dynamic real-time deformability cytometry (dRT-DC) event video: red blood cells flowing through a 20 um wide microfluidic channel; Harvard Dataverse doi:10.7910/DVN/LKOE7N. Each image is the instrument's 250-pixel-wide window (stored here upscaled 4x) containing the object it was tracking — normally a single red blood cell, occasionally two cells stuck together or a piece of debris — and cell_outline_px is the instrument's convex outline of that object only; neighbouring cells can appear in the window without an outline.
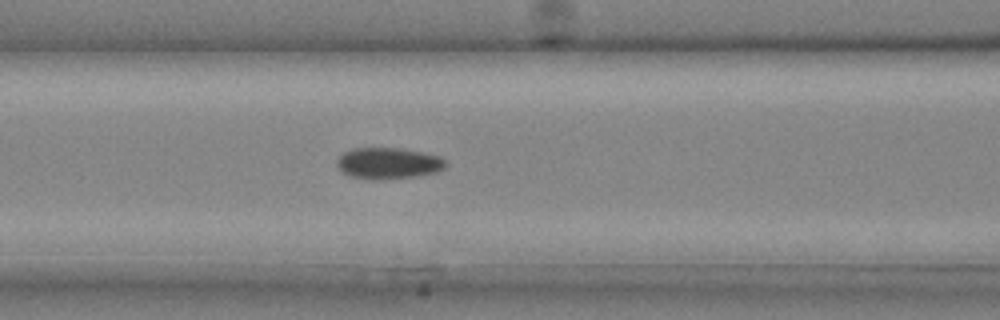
{"species": "common noctule bat (a hibernating species)", "species_latin": "Nyctalus noctula", "temperature_condition": "cold", "stored_images_in_passage": 27, "segment_of_instrument_passage": [1, 2], "camera_frame_rate_fps": 3000, "um_per_image_px": 0.085, "animal": {"sex": "male", "body_mass_g": 20.4}, "frame": {"image": 1, "passage_image": 8, "time_ms": 2.333, "image_size_px": [1000, 320], "cell_outline_px": [[448, 164], [444, 168], [436, 172], [412, 176], [352, 176], [344, 172], [336, 164], [336, 160], [344, 152], [352, 148], [400, 148], [440, 156]], "centroid_in_image_um": [33.04, 13.81], "position_along_channel_um": 133.6, "area_um2": 18.67}}
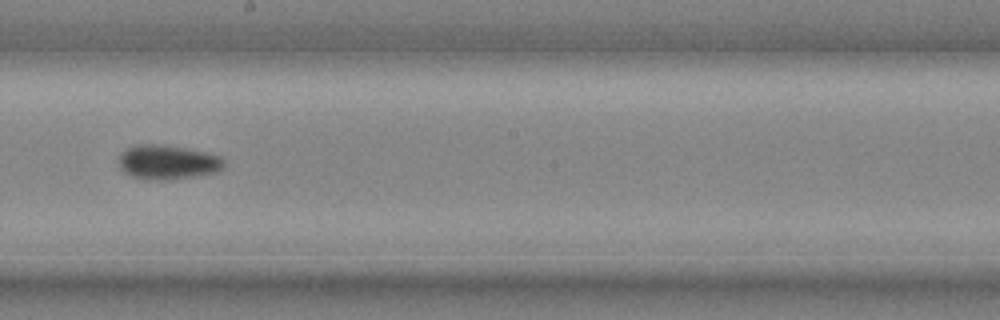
{"frame": {"image": 2, "passage_image": 13, "time_ms": 4.0, "image_size_px": [1000, 320], "cell_outline_px": [[224, 168], [216, 172], [168, 180], [144, 180], [132, 176], [124, 172], [120, 168], [120, 152], [136, 144], [160, 144], [208, 152], [220, 156], [224, 160]], "centroid_in_image_um": [14.24, 13.78], "position_along_channel_um": 234.0, "area_um2": 21.15}}
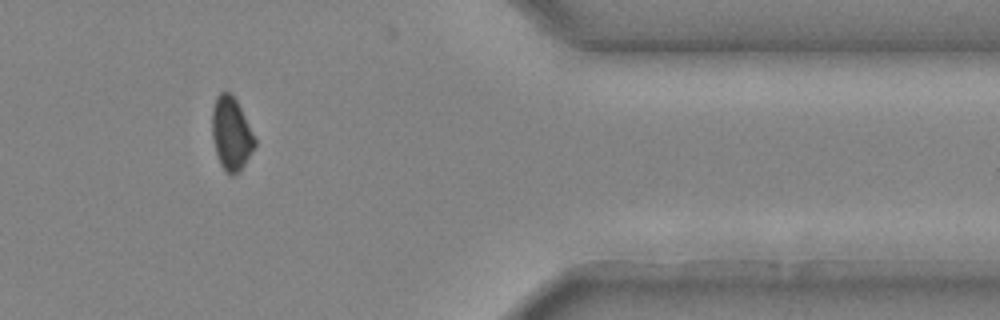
{"frame": {"image": 3, "passage_image": 22, "time_ms": 7.0, "image_size_px": [1000, 320], "cell_outline_px": [[256, 144], [244, 164], [232, 176], [228, 176], [224, 172], [220, 164], [216, 152], [212, 136], [212, 108], [216, 96], [220, 92], [228, 92], [236, 100], [256, 140]], "centroid_in_image_um": [19.62, 11.37], "position_along_channel_um": 391.8, "area_um2": 17.92}}